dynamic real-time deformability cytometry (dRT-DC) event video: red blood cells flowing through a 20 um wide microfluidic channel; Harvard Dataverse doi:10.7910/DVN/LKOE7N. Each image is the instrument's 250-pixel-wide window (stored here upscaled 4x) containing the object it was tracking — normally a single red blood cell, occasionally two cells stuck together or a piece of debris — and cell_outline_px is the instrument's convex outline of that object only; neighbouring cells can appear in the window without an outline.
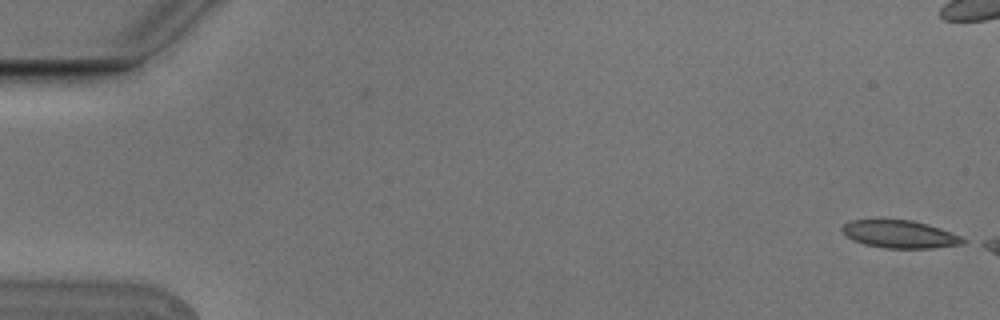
{"species": "Egyptian fruit bat (a non-hibernating species)", "species_latin": "Rousettus aegyptiacus", "temperature_condition": "cold", "stored_images_in_passage": 3, "camera_frame_rate_fps": 3000, "um_per_image_px": 0.085, "animal": {"sex": "male"}, "frame": {"image": 1, "passage_image": 1, "time_ms": 0.0, "image_size_px": [1000, 320], "cell_outline_px": [[968, 240], [964, 244], [932, 248], [884, 248], [864, 244], [852, 240], [840, 232], [840, 228], [844, 224], [852, 220], [912, 220], [928, 224], [940, 228], [960, 236]], "centroid_in_image_um": [76.47, 19.91], "position_along_channel_um": 8.5, "area_um2": 19.59}}